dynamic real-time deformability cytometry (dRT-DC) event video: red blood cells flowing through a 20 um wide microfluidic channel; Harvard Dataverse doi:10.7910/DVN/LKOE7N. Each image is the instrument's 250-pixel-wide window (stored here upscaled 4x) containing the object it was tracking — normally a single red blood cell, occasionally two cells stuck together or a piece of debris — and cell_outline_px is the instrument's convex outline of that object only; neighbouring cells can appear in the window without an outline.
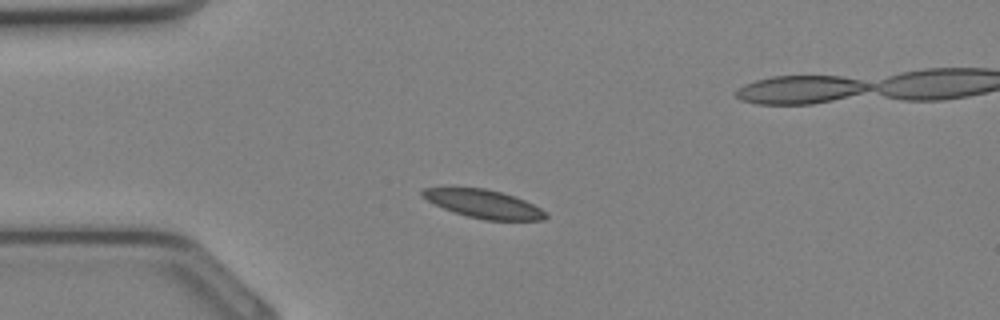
{"species": "Egyptian fruit bat (a non-hibernating species)", "species_latin": "Rousettus aegyptiacus", "temperature_condition": "cold", "stored_images_in_passage": 18, "camera_frame_rate_fps": 3000, "um_per_image_px": 0.085, "animal": {"sex": "female"}, "frame": {"image": 1, "passage_image": 7, "time_ms": 2.0, "image_size_px": [1000, 320], "cell_outline_px": [[548, 216], [544, 220], [484, 220], [468, 216], [444, 208], [420, 196], [420, 192], [424, 188], [484, 188], [500, 192], [524, 200], [540, 208]], "centroid_in_image_um": [41.11, 17.34], "position_along_channel_um": 43.9, "area_um2": 19.88}}
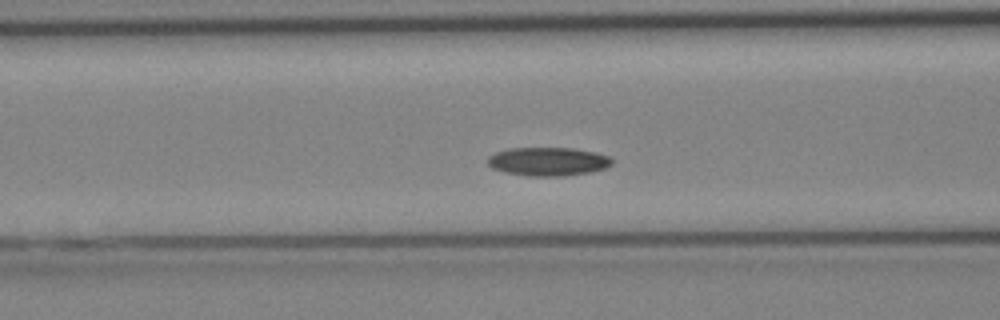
{"frame": {"image": 2, "passage_image": 12, "time_ms": 3.667, "image_size_px": [1000, 320], "cell_outline_px": [[612, 164], [604, 168], [592, 172], [564, 176], [532, 176], [508, 172], [492, 168], [488, 164], [488, 156], [496, 152], [508, 148], [572, 148], [596, 152], [608, 156], [612, 160]], "centroid_in_image_um": [46.6, 13.72], "position_along_channel_um": 120.0, "area_um2": 20.58}}
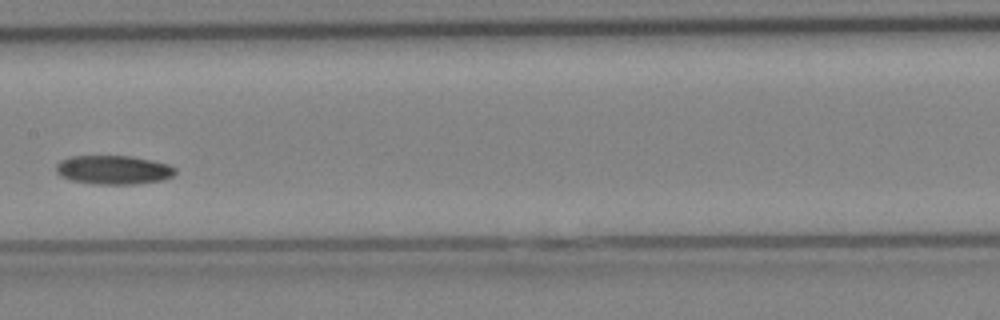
{"frame": {"image": 3, "passage_image": 16, "time_ms": 5.0, "image_size_px": [1000, 320], "cell_outline_px": [[176, 172], [172, 176], [164, 180], [136, 184], [96, 184], [72, 180], [60, 176], [56, 172], [56, 164], [60, 160], [72, 156], [128, 156], [168, 164], [176, 168]], "centroid_in_image_um": [9.63, 14.44], "position_along_channel_um": 197.8, "area_um2": 20.0}}